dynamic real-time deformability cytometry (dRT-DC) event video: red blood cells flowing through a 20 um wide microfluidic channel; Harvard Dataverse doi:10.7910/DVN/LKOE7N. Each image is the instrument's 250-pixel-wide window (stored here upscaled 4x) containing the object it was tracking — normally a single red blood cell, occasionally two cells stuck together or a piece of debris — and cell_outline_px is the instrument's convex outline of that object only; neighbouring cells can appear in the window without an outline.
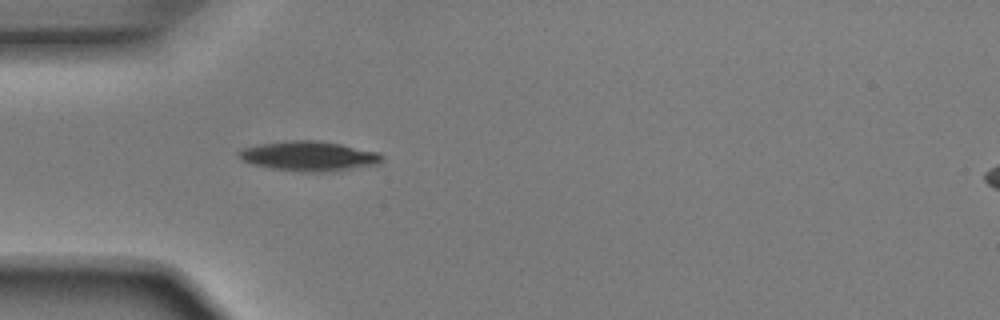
{"species": "Egyptian fruit bat (a non-hibernating species)", "species_latin": "Rousettus aegyptiacus", "temperature_condition": "room temperature", "stored_images_in_passage": 4, "camera_frame_rate_fps": 3000, "um_per_image_px": 0.085, "animal": {"sex": "male"}, "frame": {"image": 1, "passage_image": 1, "time_ms": 0.0, "image_size_px": [1000, 320], "cell_outline_px": [[384, 160], [380, 164], [332, 172], [300, 172], [272, 168], [252, 164], [240, 160], [236, 156], [236, 152], [240, 148], [260, 144], [292, 140], [316, 140], [340, 144], [380, 152], [384, 156]], "centroid_in_image_um": [26.27, 13.28], "position_along_channel_um": 58.7, "area_um2": 25.32}}